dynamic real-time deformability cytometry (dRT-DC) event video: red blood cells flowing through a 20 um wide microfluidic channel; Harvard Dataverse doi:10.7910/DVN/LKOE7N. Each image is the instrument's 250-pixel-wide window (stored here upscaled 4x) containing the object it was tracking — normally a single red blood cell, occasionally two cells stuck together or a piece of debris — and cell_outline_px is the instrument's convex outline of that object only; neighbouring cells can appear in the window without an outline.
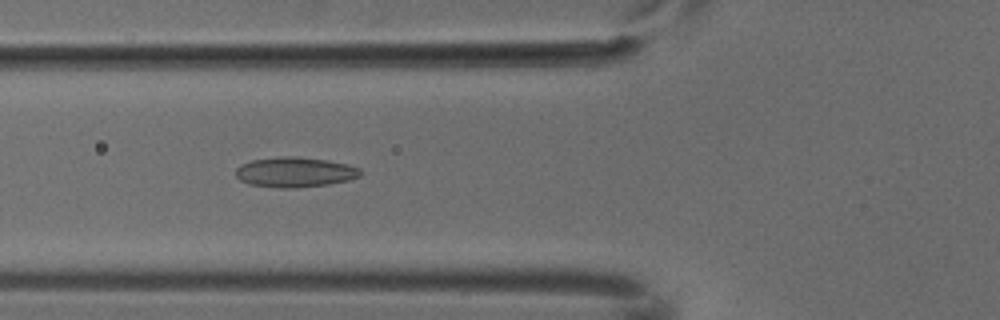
{"species": "common noctule bat (a hibernating species)", "species_latin": "Nyctalus noctula", "temperature_condition": "cold", "stored_images_in_passage": 6, "camera_frame_rate_fps": 3000, "um_per_image_px": 0.085, "animal": {"sex": "male", "body_mass_g": 18.8}, "frame": {"image": 1, "passage_image": 6, "time_ms": 1.667, "image_size_px": [1000, 320], "cell_outline_px": [[360, 176], [348, 180], [328, 184], [296, 188], [280, 188], [248, 184], [240, 180], [236, 176], [236, 168], [240, 164], [252, 160], [284, 156], [296, 156], [328, 160], [348, 164], [360, 168]], "centroid_in_image_um": [25.05, 14.63], "position_along_channel_um": 100.7, "area_um2": 21.91}}